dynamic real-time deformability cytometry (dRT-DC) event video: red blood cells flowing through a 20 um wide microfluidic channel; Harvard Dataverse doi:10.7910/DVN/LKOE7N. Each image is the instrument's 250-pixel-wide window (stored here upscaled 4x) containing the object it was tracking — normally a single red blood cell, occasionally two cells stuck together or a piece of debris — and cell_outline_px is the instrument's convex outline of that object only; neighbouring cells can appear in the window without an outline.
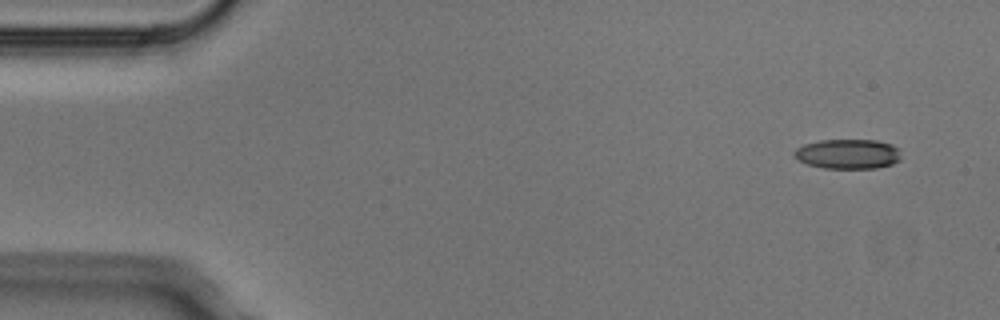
{"species": "Egyptian fruit bat (a non-hibernating species)", "species_latin": "Rousettus aegyptiacus", "temperature_condition": "cold", "stored_images_in_passage": 5, "camera_frame_rate_fps": 3000, "um_per_image_px": 0.085, "animal": {"sex": "male"}, "frame": {"image": 1, "passage_image": 2, "time_ms": 0.333, "image_size_px": [1000, 320], "cell_outline_px": [[900, 160], [892, 164], [876, 168], [824, 168], [808, 164], [796, 160], [792, 156], [792, 152], [796, 148], [804, 144], [820, 140], [876, 140], [892, 144], [900, 148]], "centroid_in_image_um": [72.05, 13.08], "position_along_channel_um": 12.9, "area_um2": 18.79}}